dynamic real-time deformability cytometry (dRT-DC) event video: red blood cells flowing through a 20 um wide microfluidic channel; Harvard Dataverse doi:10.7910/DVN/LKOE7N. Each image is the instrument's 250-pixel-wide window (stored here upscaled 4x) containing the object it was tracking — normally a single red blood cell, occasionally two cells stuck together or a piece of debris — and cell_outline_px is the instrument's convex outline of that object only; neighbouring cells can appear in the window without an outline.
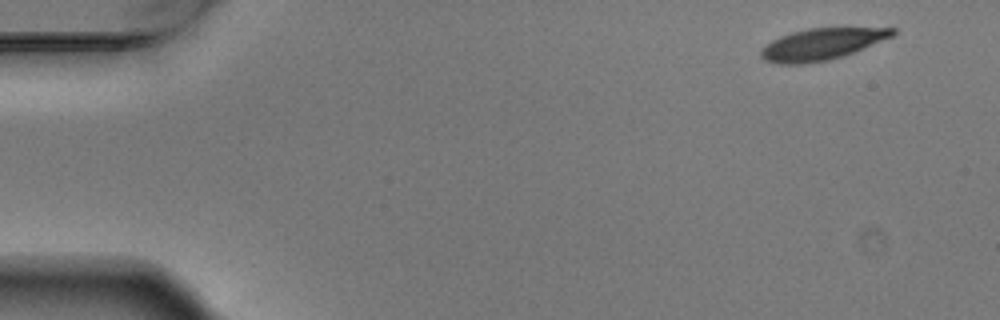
{"species": "Egyptian fruit bat (a non-hibernating species)", "species_latin": "Rousettus aegyptiacus", "temperature_condition": "warm", "stored_images_in_passage": 6, "camera_frame_rate_fps": 3000, "um_per_image_px": 0.085, "animal": {"sex": "male"}, "frame": {"image": 1, "passage_image": 1, "time_ms": 0.0, "image_size_px": [1000, 320], "cell_outline_px": [[896, 32], [892, 36], [844, 56], [828, 60], [800, 64], [780, 64], [764, 60], [760, 56], [760, 52], [772, 40], [780, 36], [792, 32], [808, 28], [896, 28]], "centroid_in_image_um": [69.83, 3.75], "position_along_channel_um": 15.2, "area_um2": 23.87}}
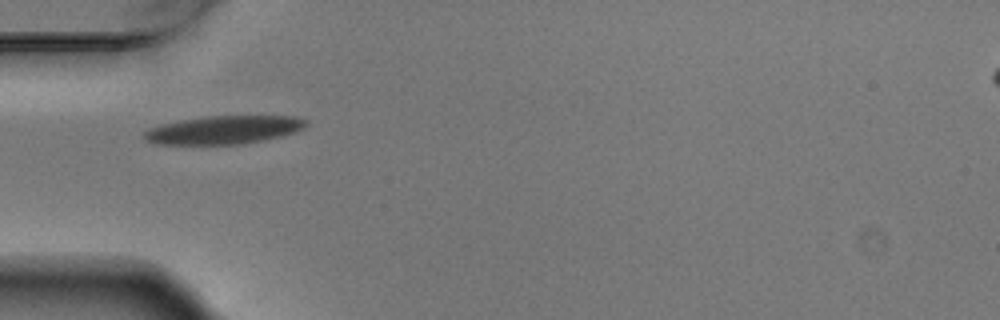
{"frame": {"image": 2, "passage_image": 5, "time_ms": 1.333, "image_size_px": [1000, 320], "cell_outline_px": [[308, 124], [304, 128], [296, 132], [264, 140], [244, 144], [156, 144], [148, 140], [144, 136], [144, 132], [148, 128], [160, 124], [180, 120], [208, 116], [296, 116], [308, 120]], "centroid_in_image_um": [19.06, 11.03], "position_along_channel_um": 65.9, "area_um2": 26.7}}
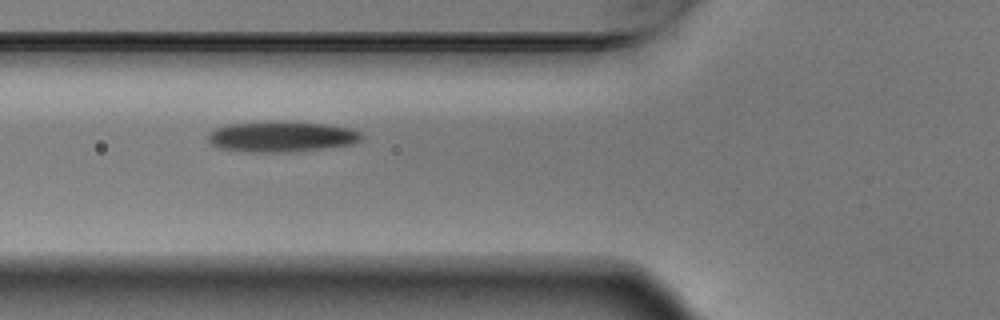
{"frame": {"image": 3, "passage_image": 6, "time_ms": 1.667, "image_size_px": [1000, 320], "cell_outline_px": [[364, 136], [360, 140], [352, 144], [288, 152], [252, 152], [220, 148], [212, 144], [208, 140], [208, 132], [216, 128], [228, 124], [328, 124], [348, 128], [360, 132]], "centroid_in_image_um": [23.92, 11.65], "position_along_channel_um": 101.9, "area_um2": 26.01}}